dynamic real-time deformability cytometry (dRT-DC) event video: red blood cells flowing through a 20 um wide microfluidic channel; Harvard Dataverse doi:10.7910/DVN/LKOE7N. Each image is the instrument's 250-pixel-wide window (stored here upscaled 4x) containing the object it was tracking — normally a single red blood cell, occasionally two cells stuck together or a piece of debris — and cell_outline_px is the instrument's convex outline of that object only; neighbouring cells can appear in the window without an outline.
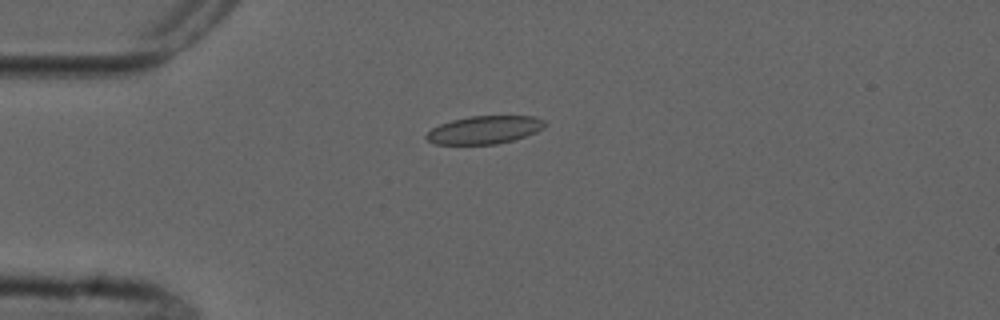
{"species": "common noctule bat (a hibernating species)", "species_latin": "Nyctalus noctula", "temperature_condition": "cold", "stored_images_in_passage": 8, "camera_frame_rate_fps": 3000, "um_per_image_px": 0.085, "animal": {"sex": "male", "forearm_length_mm": 52.5}, "frame": {"image": 1, "passage_image": 1, "time_ms": 0.0, "image_size_px": [1000, 320], "cell_outline_px": [[548, 124], [544, 128], [536, 132], [512, 140], [496, 144], [436, 144], [428, 140], [424, 136], [432, 128], [440, 124], [452, 120], [468, 116], [536, 116], [544, 120]], "centroid_in_image_um": [41.2, 11.03], "position_along_channel_um": 43.8, "area_um2": 19.31}}
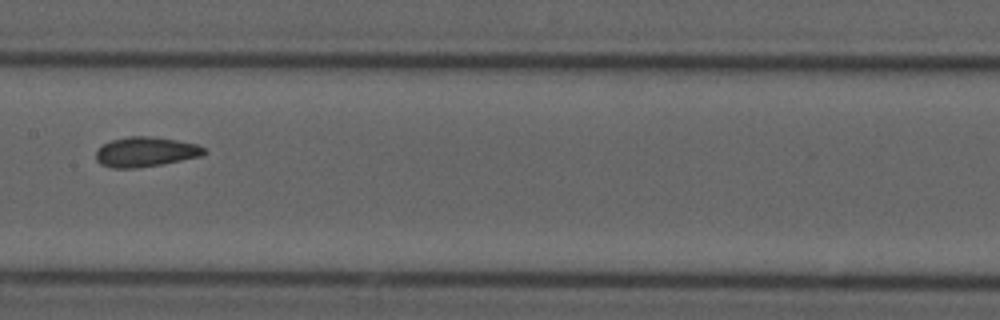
{"frame": {"image": 2, "passage_image": 5, "time_ms": 4.667, "image_size_px": [1000, 320], "cell_outline_px": [[208, 152], [200, 156], [160, 164], [136, 168], [112, 168], [100, 164], [96, 160], [96, 152], [104, 144], [112, 140], [128, 136], [148, 136], [176, 140], [196, 144], [204, 148]], "centroid_in_image_um": [12.36, 12.91], "position_along_channel_um": 195.0, "area_um2": 18.55}}
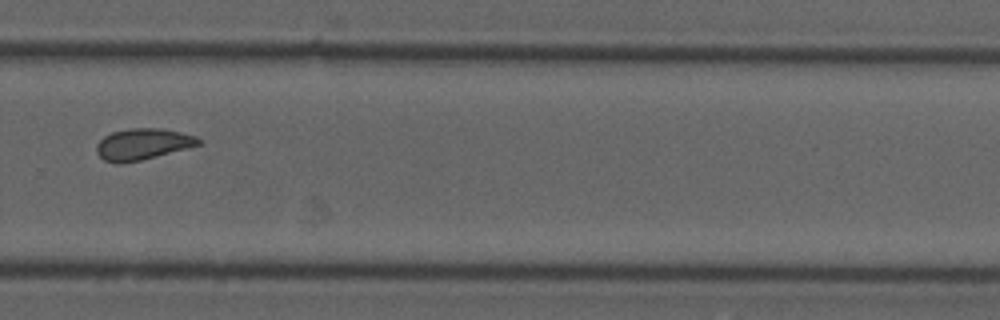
{"frame": {"image": 3, "passage_image": 8, "time_ms": 8.0, "image_size_px": [1000, 320], "cell_outline_px": [[204, 140], [200, 144], [188, 148], [140, 160], [120, 164], [116, 164], [104, 160], [96, 152], [96, 144], [104, 136], [112, 132], [128, 128], [160, 128], [180, 132], [196, 136]], "centroid_in_image_um": [12.12, 12.25], "position_along_channel_um": 317.7, "area_um2": 18.67}}